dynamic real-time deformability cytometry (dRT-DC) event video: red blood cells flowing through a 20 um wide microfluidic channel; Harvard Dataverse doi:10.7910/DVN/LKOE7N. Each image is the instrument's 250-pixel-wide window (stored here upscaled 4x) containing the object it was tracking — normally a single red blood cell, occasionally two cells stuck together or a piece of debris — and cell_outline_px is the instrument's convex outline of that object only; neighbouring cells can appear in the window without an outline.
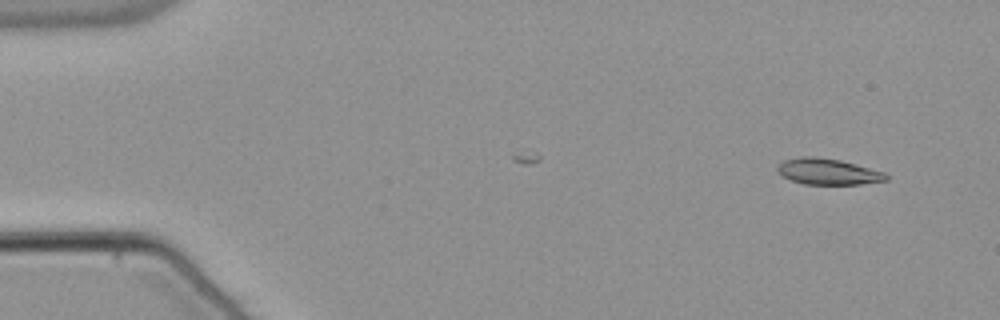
{"species": "common noctule bat (a hibernating species)", "species_latin": "Nyctalus noctula", "temperature_condition": "warm", "stored_images_in_passage": 44, "camera_frame_rate_fps": 3000, "um_per_image_px": 0.085, "animal": {"sex": "male", "body_mass_g": 21.5, "forearm_length_mm": 52.0}, "frame": {"image": 1, "passage_image": 2, "time_ms": 0.333, "image_size_px": [1000, 320], "cell_outline_px": [[888, 180], [860, 184], [804, 184], [792, 180], [784, 176], [776, 168], [784, 160], [800, 156], [816, 156], [840, 160], [884, 172], [888, 176]], "centroid_in_image_um": [70.39, 14.58], "position_along_channel_um": 14.6, "area_um2": 16.3}}
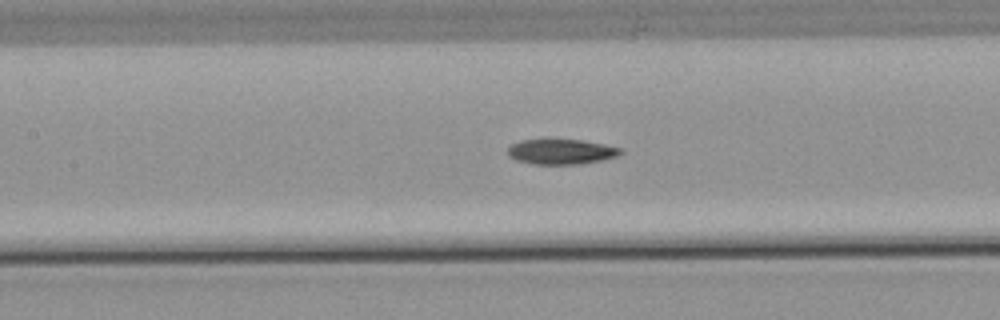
{"frame": {"image": 2, "passage_image": 23, "time_ms": 7.333, "image_size_px": [1000, 320], "cell_outline_px": [[624, 152], [620, 156], [580, 164], [532, 164], [516, 160], [508, 156], [508, 148], [512, 144], [520, 140], [580, 140], [604, 144], [620, 148]], "centroid_in_image_um": [47.71, 12.9], "position_along_channel_um": 159.7, "area_um2": 16.47}}
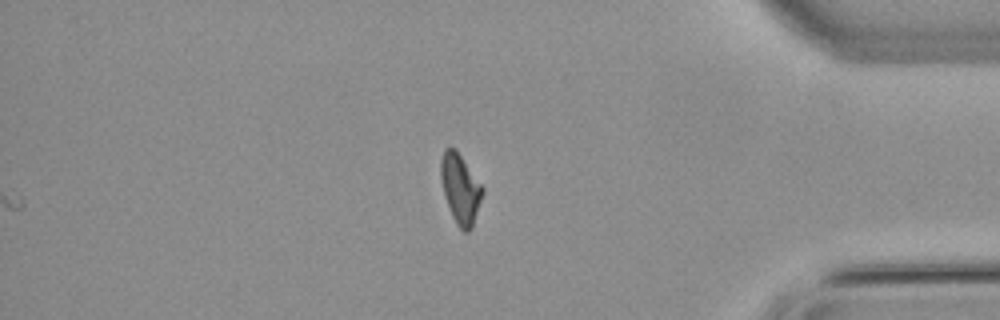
{"frame": {"image": 3, "passage_image": 44, "time_ms": 14.333, "image_size_px": [1000, 320], "cell_outline_px": [[484, 192], [472, 228], [468, 232], [464, 232], [456, 224], [452, 216], [444, 192], [440, 176], [440, 160], [444, 148], [456, 148], [484, 188]], "centroid_in_image_um": [39.14, 16.03], "position_along_channel_um": 396.1, "area_um2": 16.94}, "authors_computed_cell_mechanics": {"area_um2": 17.2533, "velocity_mm_per_s": 3.807, "shape_relaxation_time_tau1_ms": 8.0279, "shape_relaxation_time_tau2_ms": null, "deformation_change_tau1": 0.2024, "deformation_change_tau2": null}}